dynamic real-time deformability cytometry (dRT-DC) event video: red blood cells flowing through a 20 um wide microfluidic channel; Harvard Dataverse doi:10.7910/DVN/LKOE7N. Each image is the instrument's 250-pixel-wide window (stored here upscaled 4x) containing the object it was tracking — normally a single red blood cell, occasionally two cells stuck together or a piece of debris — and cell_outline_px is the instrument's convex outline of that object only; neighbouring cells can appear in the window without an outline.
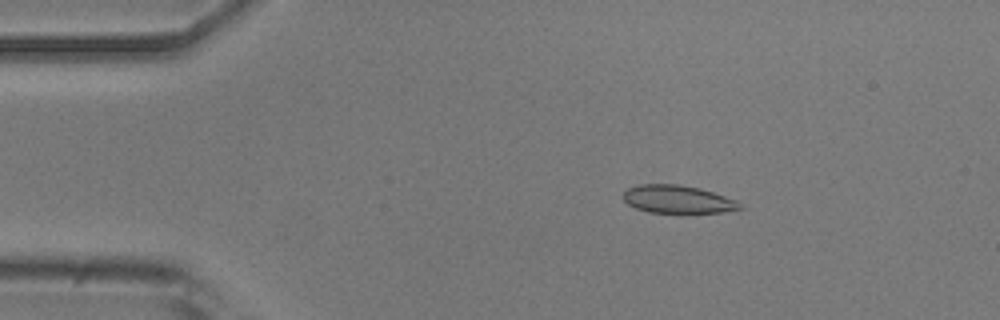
{"species": "common noctule bat (a hibernating species)", "species_latin": "Nyctalus noctula", "temperature_condition": "room temperature", "stored_images_in_passage": 52, "camera_frame_rate_fps": 3000, "um_per_image_px": 0.085, "animal": {"sex": "male", "body_mass_g": 20.5, "forearm_length_mm": 52.5}, "frame": {"image": 1, "passage_image": 8, "time_ms": 2.333, "image_size_px": [1000, 320], "cell_outline_px": [[744, 208], [720, 212], [684, 216], [648, 212], [636, 208], [628, 204], [624, 200], [624, 192], [628, 188], [640, 184], [676, 184], [700, 188], [736, 200]], "centroid_in_image_um": [57.61, 16.99], "position_along_channel_um": 27.4, "area_um2": 19.71}}
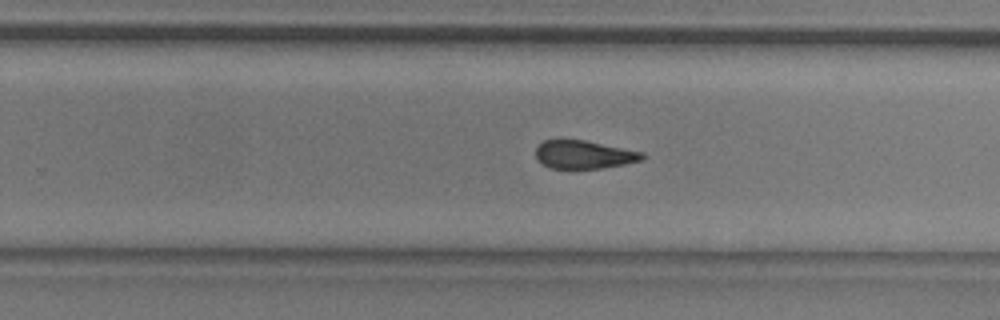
{"frame": {"image": 2, "passage_image": 32, "time_ms": 10.333, "image_size_px": [1000, 320], "cell_outline_px": [[644, 160], [604, 168], [548, 168], [540, 164], [536, 156], [536, 144], [544, 140], [584, 140], [644, 152]], "centroid_in_image_um": [49.61, 13.14], "position_along_channel_um": 280.2, "area_um2": 17.63}}
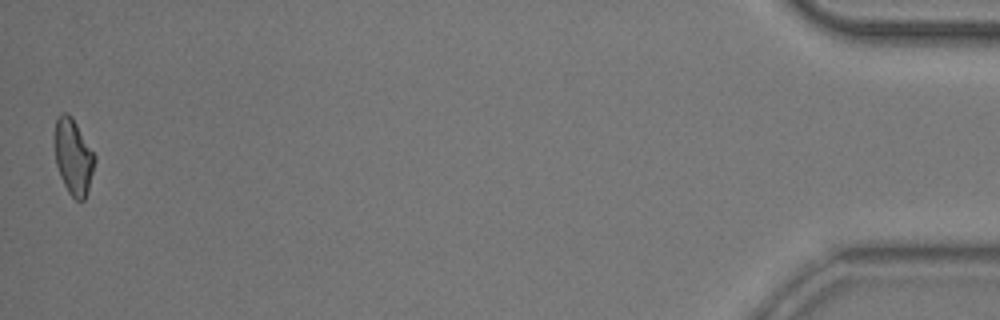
{"frame": {"image": 3, "passage_image": 51, "time_ms": 16.667, "image_size_px": [1000, 320], "cell_outline_px": [[96, 160], [88, 188], [84, 200], [76, 200], [68, 192], [60, 176], [56, 164], [52, 136], [56, 120], [60, 112], [68, 112], [72, 116], [96, 156]], "centroid_in_image_um": [6.19, 13.26], "position_along_channel_um": 429.0, "area_um2": 18.03}}